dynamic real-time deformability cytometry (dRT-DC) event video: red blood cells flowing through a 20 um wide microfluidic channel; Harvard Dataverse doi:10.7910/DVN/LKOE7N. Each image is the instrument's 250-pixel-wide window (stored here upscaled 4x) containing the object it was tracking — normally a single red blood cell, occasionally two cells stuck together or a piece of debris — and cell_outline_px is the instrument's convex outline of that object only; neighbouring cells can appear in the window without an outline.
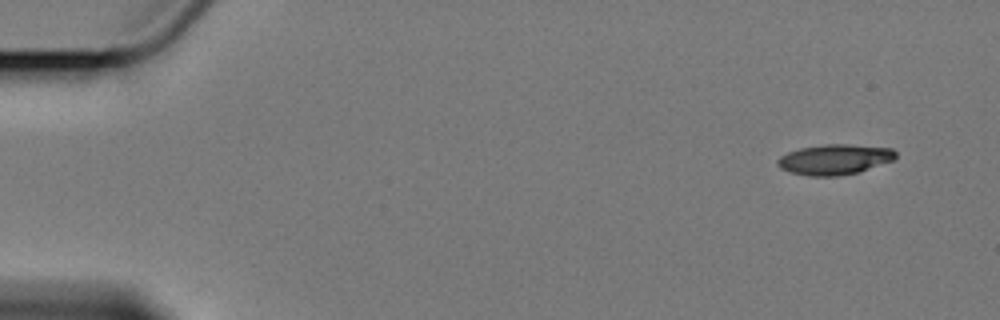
{"species": "Egyptian fruit bat (a non-hibernating species)", "species_latin": "Rousettus aegyptiacus", "temperature_condition": "cold", "stored_images_in_passage": 5, "segment_of_instrument_passage": [1, 2], "camera_frame_rate_fps": 3000, "um_per_image_px": 0.085, "animal": {"sex": "female"}, "frame": {"image": 1, "passage_image": 1, "time_ms": 0.0, "image_size_px": [1000, 320], "cell_outline_px": [[896, 156], [892, 160], [860, 172], [836, 176], [808, 176], [788, 172], [780, 168], [776, 164], [776, 160], [780, 156], [788, 152], [800, 148], [824, 144], [848, 144], [892, 148], [896, 152]], "centroid_in_image_um": [70.9, 13.55], "position_along_channel_um": 14.1, "area_um2": 20.98}}